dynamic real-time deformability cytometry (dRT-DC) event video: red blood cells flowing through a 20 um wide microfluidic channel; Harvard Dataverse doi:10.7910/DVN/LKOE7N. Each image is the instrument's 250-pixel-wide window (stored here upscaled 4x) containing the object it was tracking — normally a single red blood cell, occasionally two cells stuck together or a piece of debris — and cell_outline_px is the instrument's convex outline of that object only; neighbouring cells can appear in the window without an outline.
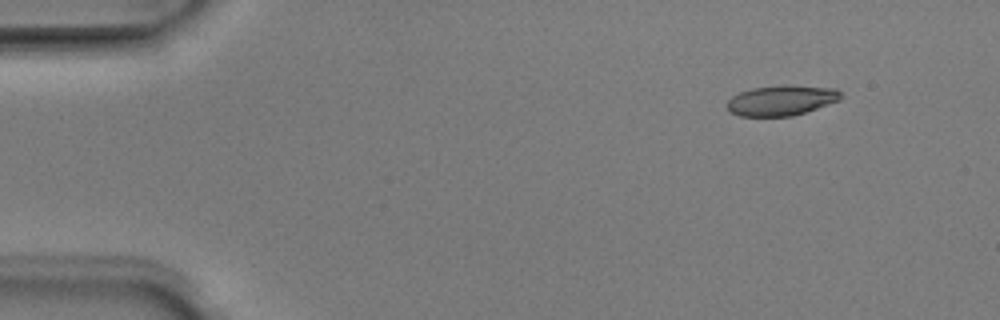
{"species": "Egyptian fruit bat (a non-hibernating species)", "species_latin": "Rousettus aegyptiacus", "temperature_condition": "room temperature", "stored_images_in_passage": 3, "camera_frame_rate_fps": 3000, "um_per_image_px": 0.085, "animal": {"sex": "male"}, "frame": {"image": 1, "passage_image": 1, "time_ms": 0.0, "image_size_px": [1000, 320], "cell_outline_px": [[844, 96], [840, 100], [792, 116], [740, 116], [728, 112], [728, 100], [732, 96], [740, 92], [752, 88], [780, 84], [788, 84], [836, 88]], "centroid_in_image_um": [66.43, 8.51], "position_along_channel_um": 18.6, "area_um2": 20.29}}
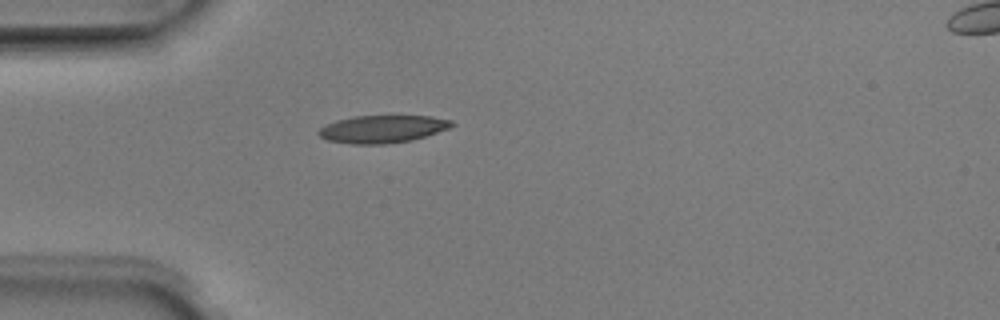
{"frame": {"image": 2, "passage_image": 3, "time_ms": 0.667, "image_size_px": [1000, 320], "cell_outline_px": [[456, 124], [448, 128], [412, 140], [384, 144], [352, 144], [328, 140], [320, 136], [316, 132], [320, 128], [336, 120], [356, 116], [432, 116], [452, 120]], "centroid_in_image_um": [32.51, 10.96], "position_along_channel_um": 52.5, "area_um2": 21.21}}